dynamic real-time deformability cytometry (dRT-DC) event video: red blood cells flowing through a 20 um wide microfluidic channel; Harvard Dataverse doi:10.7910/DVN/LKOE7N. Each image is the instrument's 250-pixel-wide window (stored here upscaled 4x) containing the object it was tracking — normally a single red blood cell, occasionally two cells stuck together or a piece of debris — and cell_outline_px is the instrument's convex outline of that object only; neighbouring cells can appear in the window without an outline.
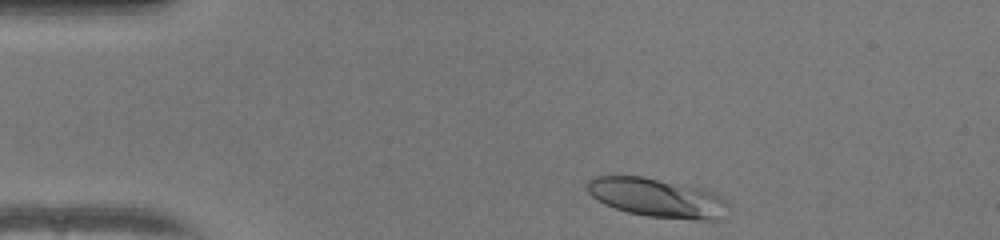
{"species": "human", "species_latin": "Homo sapiens", "temperature_condition": "warm", "stored_images_in_passage": 44, "camera_frame_rate_fps": 3000, "um_per_image_px": 0.085, "donor": {"sex": "female"}, "frame": {"image": 1, "passage_image": 2, "time_ms": 0.333, "image_size_px": [1000, 240], "cell_outline_px": [[728, 204], [720, 216], [716, 220], [692, 220], [648, 216], [628, 212], [604, 204], [596, 200], [588, 192], [584, 184], [592, 176], [640, 176], [716, 192]], "centroid_in_image_um": [55.77, 16.81], "position_along_channel_um": 29.2, "area_um2": 31.67}}
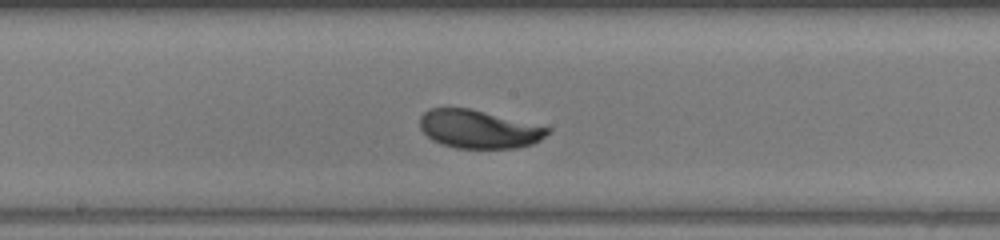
{"frame": {"image": 2, "passage_image": 20, "time_ms": 6.333, "image_size_px": [1000, 240], "cell_outline_px": [[552, 128], [540, 140], [532, 144], [516, 148], [456, 148], [440, 144], [432, 140], [420, 128], [420, 116], [428, 108], [468, 108]], "centroid_in_image_um": [40.66, 10.98], "position_along_channel_um": 207.5, "area_um2": 28.26}}
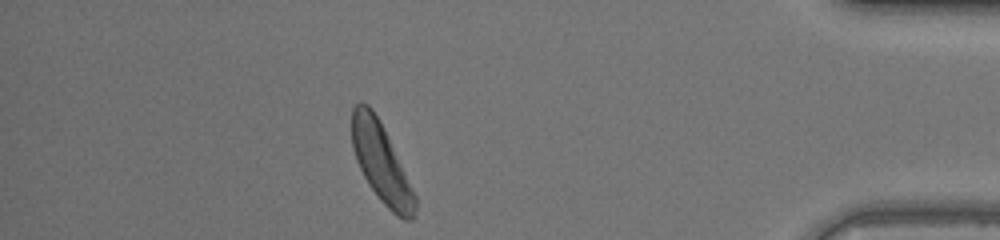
{"frame": {"image": 3, "passage_image": 38, "time_ms": 12.333, "image_size_px": [1000, 240], "cell_outline_px": [[416, 216], [412, 220], [404, 220], [396, 216], [380, 200], [368, 184], [356, 160], [352, 148], [352, 108], [360, 100], [368, 104], [372, 108], [384, 128], [416, 196]], "centroid_in_image_um": [32.4, 13.85], "position_along_channel_um": 402.8, "area_um2": 29.02}, "authors_computed_cell_mechanics": {"area_um2": 29.0445, "velocity_mm_per_s": 4.0078, "shape_relaxation_time_tau1_ms": 2.2422, "shape_relaxation_time_tau2_ms": null, "deformation_change_tau1": 0.1469, "deformation_change_tau2": null}}